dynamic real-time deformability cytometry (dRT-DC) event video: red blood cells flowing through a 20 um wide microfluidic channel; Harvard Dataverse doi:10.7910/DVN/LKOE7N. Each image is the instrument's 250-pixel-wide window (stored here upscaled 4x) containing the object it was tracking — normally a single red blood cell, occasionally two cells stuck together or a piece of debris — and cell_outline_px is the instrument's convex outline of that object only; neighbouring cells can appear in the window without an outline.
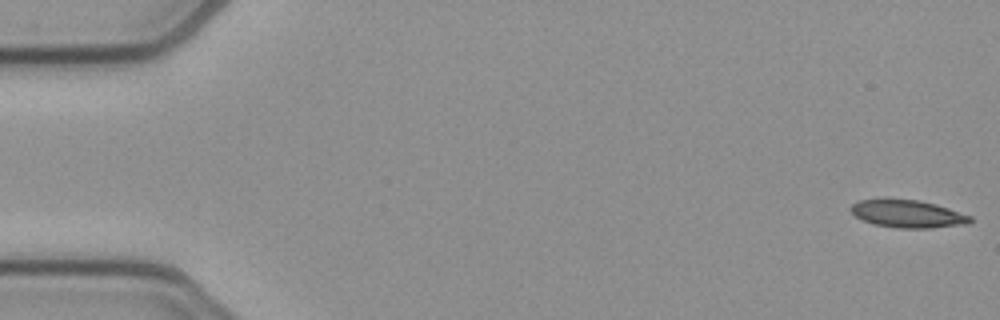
{"species": "common noctule bat (a hibernating species)", "species_latin": "Nyctalus noctula", "temperature_condition": "cold", "stored_images_in_passage": 9, "camera_frame_rate_fps": 3000, "um_per_image_px": 0.085, "animal": {"sex": "female", "body_mass_g": 21.9}, "frame": {"image": 1, "passage_image": 1, "time_ms": 0.0, "image_size_px": [1000, 320], "cell_outline_px": [[972, 220], [968, 224], [932, 228], [900, 228], [876, 224], [864, 220], [856, 216], [848, 208], [852, 204], [860, 200], [920, 200], [936, 204], [972, 216]], "centroid_in_image_um": [77.2, 18.19], "position_along_channel_um": 7.8, "area_um2": 18.9}}